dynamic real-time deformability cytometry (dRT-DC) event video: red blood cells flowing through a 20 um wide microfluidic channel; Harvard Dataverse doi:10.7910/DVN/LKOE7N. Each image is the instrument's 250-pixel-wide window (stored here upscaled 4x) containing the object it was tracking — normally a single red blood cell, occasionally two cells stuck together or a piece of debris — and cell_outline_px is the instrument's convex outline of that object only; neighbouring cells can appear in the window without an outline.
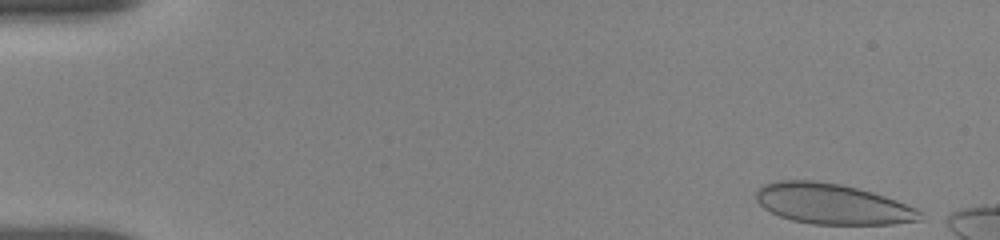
{"species": "human", "species_latin": "Homo sapiens", "temperature_condition": "room temperature", "stored_images_in_passage": 15, "camera_frame_rate_fps": 3000, "um_per_image_px": 0.085, "donor": {"sex": "female"}, "frame": {"image": 1, "passage_image": 1, "time_ms": 0.0, "image_size_px": [1000, 240], "cell_outline_px": [[924, 212], [920, 220], [892, 224], [812, 224], [792, 220], [780, 216], [764, 208], [756, 200], [756, 192], [764, 184], [780, 180], [816, 180], [840, 184], [872, 192], [896, 200], [916, 208]], "centroid_in_image_um": [70.76, 17.33], "position_along_channel_um": 14.2, "area_um2": 38.55}}